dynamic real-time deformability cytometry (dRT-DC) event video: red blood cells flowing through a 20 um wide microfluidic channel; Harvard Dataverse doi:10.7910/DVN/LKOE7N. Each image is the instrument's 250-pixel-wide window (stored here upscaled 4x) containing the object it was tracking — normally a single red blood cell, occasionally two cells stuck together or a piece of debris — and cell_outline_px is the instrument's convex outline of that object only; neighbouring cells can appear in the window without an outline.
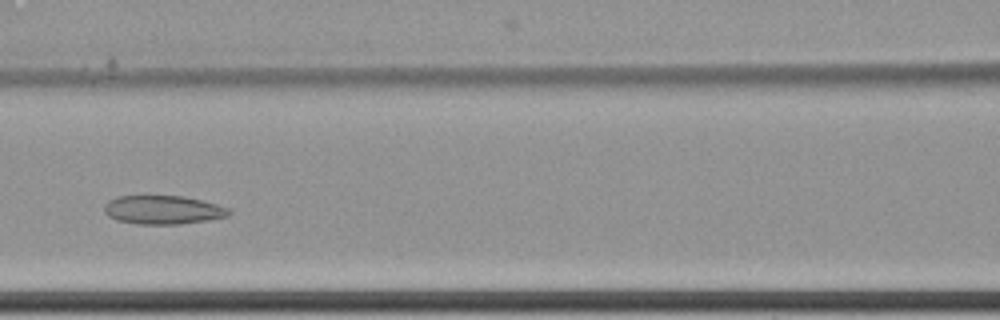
{"species": "common noctule bat (a hibernating species)", "species_latin": "Nyctalus noctula", "temperature_condition": "cold", "stored_images_in_passage": 7, "camera_frame_rate_fps": 3000, "um_per_image_px": 0.085, "animal": {"sex": "female", "body_mass_g": 22.7, "forearm_length_mm": 54.2}, "frame": {"image": 1, "passage_image": 6, "time_ms": 1.667, "image_size_px": [1000, 320], "cell_outline_px": [[232, 212], [228, 216], [208, 220], [176, 224], [136, 224], [116, 220], [108, 216], [104, 212], [104, 204], [108, 200], [116, 196], [184, 196], [216, 204], [228, 208]], "centroid_in_image_um": [13.81, 17.84], "position_along_channel_um": 152.8, "area_um2": 20.87}}
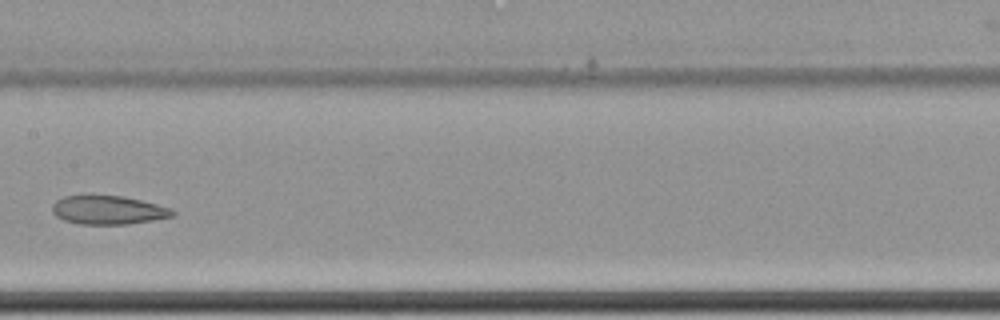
{"frame": {"image": 2, "passage_image": 7, "time_ms": 2.0, "image_size_px": [1000, 320], "cell_outline_px": [[176, 212], [172, 216], [152, 220], [128, 224], [80, 224], [64, 220], [56, 216], [52, 212], [52, 204], [56, 200], [64, 196], [84, 192], [88, 192], [124, 196], [172, 208]], "centroid_in_image_um": [9.12, 17.8], "position_along_channel_um": 198.3, "area_um2": 20.87}}